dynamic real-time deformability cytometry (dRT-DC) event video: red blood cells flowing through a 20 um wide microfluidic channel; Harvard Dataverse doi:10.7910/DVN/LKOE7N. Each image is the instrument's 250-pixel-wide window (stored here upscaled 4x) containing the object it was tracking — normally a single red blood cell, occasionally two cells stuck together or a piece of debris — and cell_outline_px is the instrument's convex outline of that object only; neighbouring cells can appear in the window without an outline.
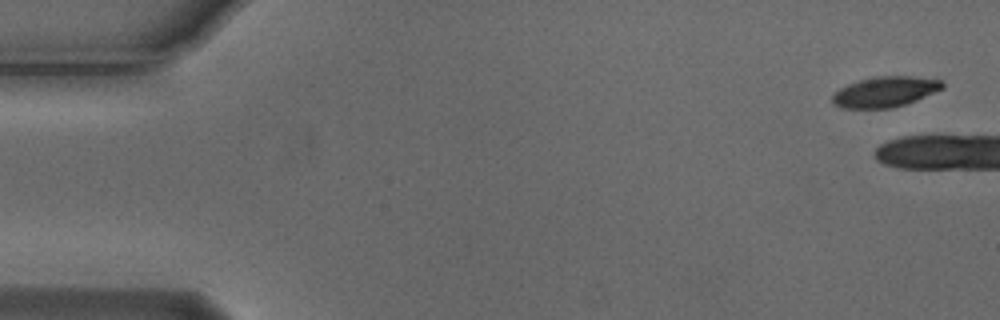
{"species": "Egyptian fruit bat (a non-hibernating species)", "species_latin": "Rousettus aegyptiacus", "temperature_condition": "cold", "stored_images_in_passage": 8, "camera_frame_rate_fps": 3000, "um_per_image_px": 0.085, "animal": {"sex": "male"}, "frame": {"image": 1, "passage_image": 1, "time_ms": 0.0, "image_size_px": [1000, 320], "cell_outline_px": [[944, 88], [916, 100], [892, 108], [840, 108], [832, 104], [832, 96], [840, 88], [848, 84], [860, 80], [876, 76], [912, 76], [944, 80]], "centroid_in_image_um": [75.24, 7.8], "position_along_channel_um": 9.8, "area_um2": 19.54}}
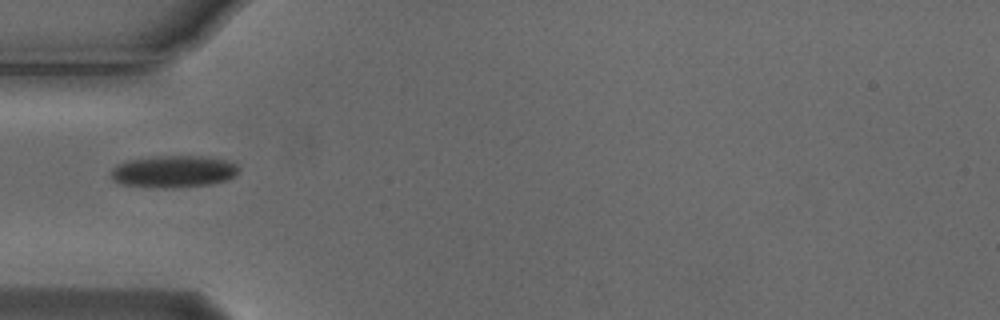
{"frame": {"image": 2, "passage_image": 6, "time_ms": 1.667, "image_size_px": [1000, 320], "cell_outline_px": [[240, 168], [228, 180], [208, 184], [168, 188], [164, 188], [120, 184], [112, 180], [112, 168], [116, 164], [128, 160], [156, 156], [200, 156], [224, 160], [236, 164]], "centroid_in_image_um": [14.71, 14.57], "position_along_channel_um": 70.3, "area_um2": 23.58}}
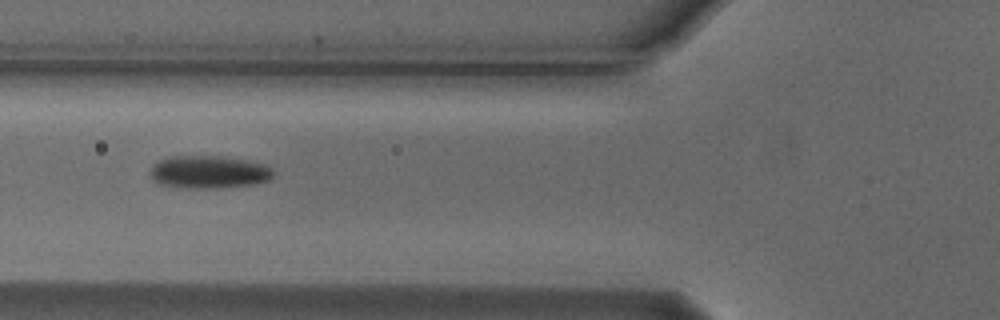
{"frame": {"image": 3, "passage_image": 7, "time_ms": 2.0, "image_size_px": [1000, 320], "cell_outline_px": [[276, 172], [268, 180], [256, 184], [212, 188], [188, 188], [160, 184], [152, 180], [148, 172], [152, 164], [160, 160], [172, 156], [224, 156], [264, 164], [272, 168]], "centroid_in_image_um": [17.73, 14.62], "position_along_channel_um": 108.1, "area_um2": 23.64}}